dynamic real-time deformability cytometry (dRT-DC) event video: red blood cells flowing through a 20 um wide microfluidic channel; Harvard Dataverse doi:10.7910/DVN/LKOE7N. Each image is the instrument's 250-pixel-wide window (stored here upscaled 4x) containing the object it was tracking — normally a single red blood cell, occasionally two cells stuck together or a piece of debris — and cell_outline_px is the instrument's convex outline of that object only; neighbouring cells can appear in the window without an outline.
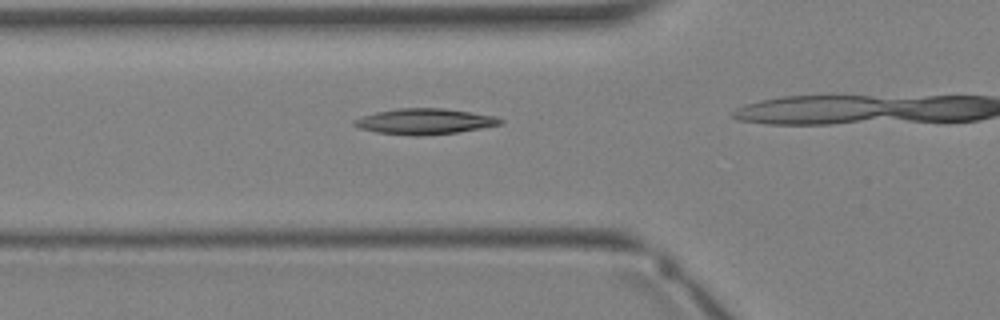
{"species": "Egyptian fruit bat (a non-hibernating species)", "species_latin": "Rousettus aegyptiacus", "temperature_condition": "warm", "stored_images_in_passage": 22, "camera_frame_rate_fps": 3000, "um_per_image_px": 0.085, "animal": {"sex": "female"}, "frame": {"image": 1, "passage_image": 7, "time_ms": 2.0, "image_size_px": [1000, 320], "cell_outline_px": [[504, 124], [456, 132], [416, 136], [412, 136], [376, 132], [360, 128], [352, 124], [356, 120], [364, 116], [376, 112], [396, 108], [444, 108], [472, 112], [496, 116], [504, 120]], "centroid_in_image_um": [36.14, 10.31], "position_along_channel_um": 89.7, "area_um2": 21.79}}
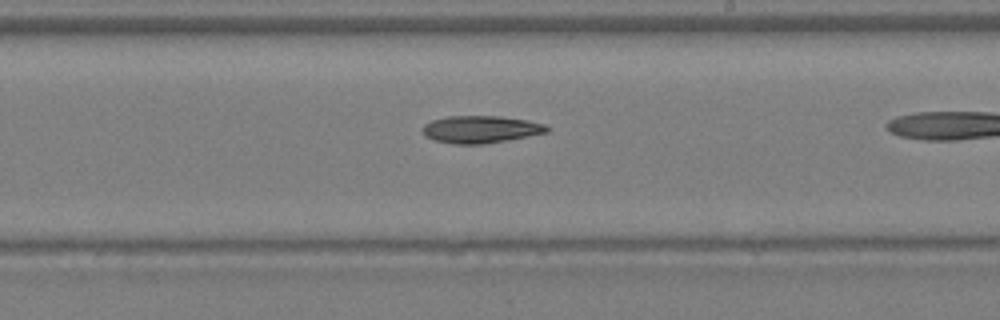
{"frame": {"image": 2, "passage_image": 15, "time_ms": 4.667, "image_size_px": [1000, 320], "cell_outline_px": [[548, 132], [528, 136], [480, 144], [452, 144], [436, 140], [424, 136], [420, 128], [424, 124], [432, 120], [448, 116], [500, 116], [528, 120], [544, 124], [548, 128]], "centroid_in_image_um": [40.8, 10.98], "position_along_channel_um": 248.2, "area_um2": 19.71}}
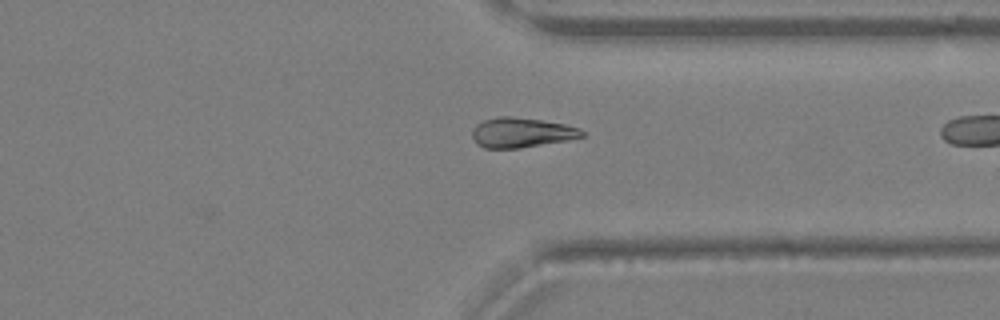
{"frame": {"image": 3, "passage_image": 21, "time_ms": 6.667, "image_size_px": [1000, 320], "cell_outline_px": [[584, 136], [568, 140], [520, 148], [484, 148], [476, 144], [472, 136], [472, 128], [476, 124], [484, 120], [500, 116], [512, 116], [540, 120], [564, 124], [580, 128], [584, 132]], "centroid_in_image_um": [44.3, 11.27], "position_along_channel_um": 367.1, "area_um2": 19.13}}